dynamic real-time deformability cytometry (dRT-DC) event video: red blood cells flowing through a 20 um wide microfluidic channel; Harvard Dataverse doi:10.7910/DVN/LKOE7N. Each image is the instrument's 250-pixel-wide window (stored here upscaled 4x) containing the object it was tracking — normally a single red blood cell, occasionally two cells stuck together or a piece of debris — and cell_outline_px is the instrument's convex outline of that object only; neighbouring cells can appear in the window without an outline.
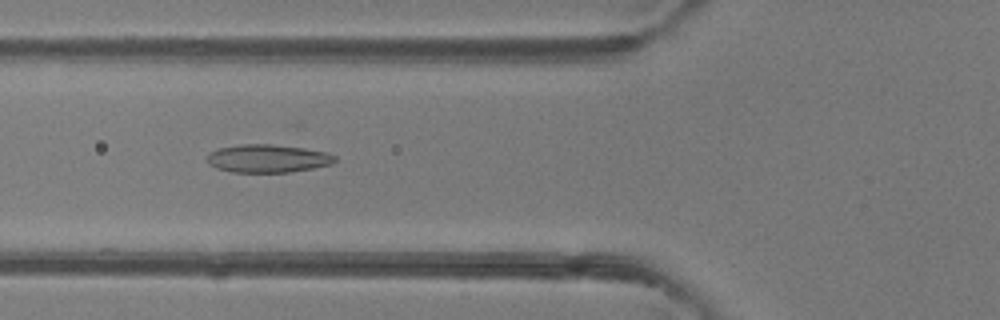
{"species": "common noctule bat (a hibernating species)", "species_latin": "Nyctalus noctula", "temperature_condition": "room temperature", "stored_images_in_passage": 31, "camera_frame_rate_fps": 3000, "um_per_image_px": 0.085, "animal": {"sex": "female"}, "frame": {"image": 1, "passage_image": 10, "time_ms": 3.0, "image_size_px": [1000, 320], "cell_outline_px": [[336, 160], [332, 164], [312, 168], [288, 172], [232, 172], [216, 168], [208, 164], [208, 152], [216, 148], [240, 144], [296, 144], [328, 152], [336, 156]], "centroid_in_image_um": [22.81, 13.43], "position_along_channel_um": 103.0, "area_um2": 21.62}}
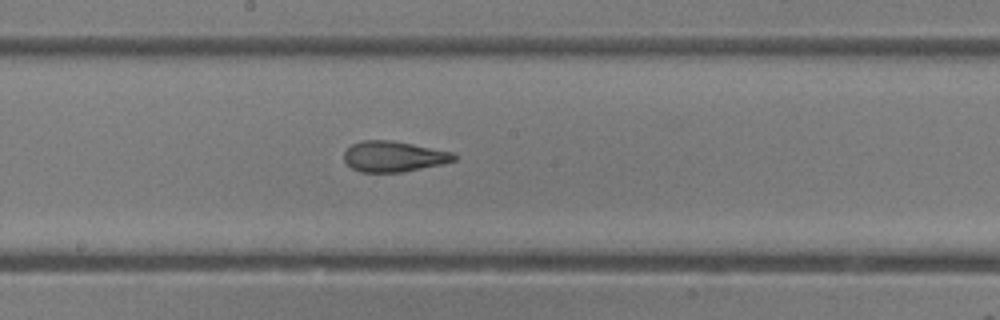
{"frame": {"image": 2, "passage_image": 18, "time_ms": 5.667, "image_size_px": [1000, 320], "cell_outline_px": [[456, 160], [444, 164], [400, 172], [360, 172], [352, 168], [344, 160], [344, 152], [352, 144], [364, 140], [392, 140], [452, 152], [456, 156]], "centroid_in_image_um": [33.46, 13.3], "position_along_channel_um": 214.7, "area_um2": 19.54}}
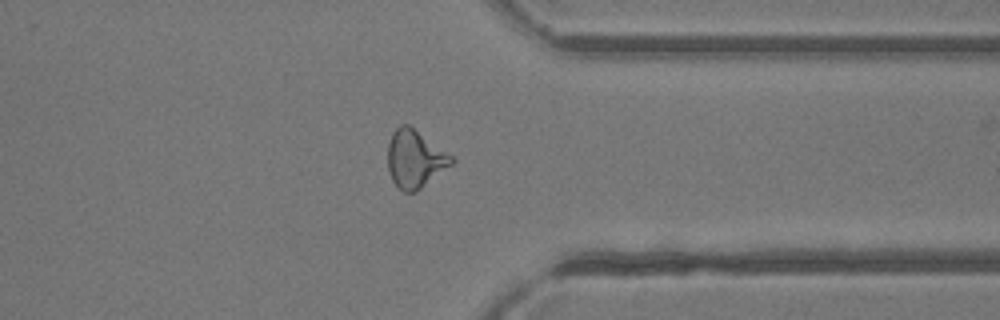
{"frame": {"image": 3, "passage_image": 30, "time_ms": 9.667, "image_size_px": [1000, 320], "cell_outline_px": [[456, 160], [452, 164], [416, 192], [404, 192], [392, 180], [388, 168], [388, 144], [392, 132], [400, 124], [408, 124], [452, 156]], "centroid_in_image_um": [35.25, 13.5], "position_along_channel_um": 376.1, "area_um2": 21.15}}